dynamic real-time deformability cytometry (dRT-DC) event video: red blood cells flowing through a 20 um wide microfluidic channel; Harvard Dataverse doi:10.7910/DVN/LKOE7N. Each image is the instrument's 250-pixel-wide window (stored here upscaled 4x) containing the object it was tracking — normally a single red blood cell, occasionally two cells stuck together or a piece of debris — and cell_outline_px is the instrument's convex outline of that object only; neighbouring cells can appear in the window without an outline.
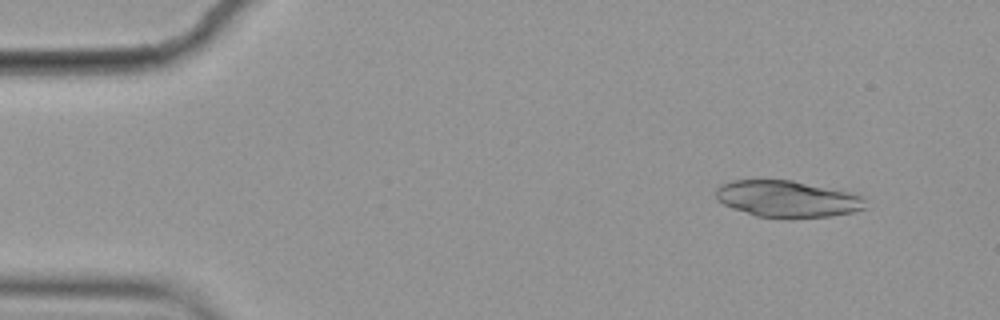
{"species": "common noctule bat (a hibernating species)", "species_latin": "Nyctalus noctula", "temperature_condition": "cold", "stored_images_in_passage": 3, "camera_frame_rate_fps": 3000, "um_per_image_px": 0.085, "animal": {"sex": "female", "body_mass_g": 19.9}, "frame": {"image": 1, "passage_image": 1, "time_ms": 0.0, "image_size_px": [1000, 320], "cell_outline_px": [[864, 208], [852, 212], [832, 216], [792, 220], [788, 220], [756, 216], [732, 208], [716, 200], [716, 188], [720, 184], [732, 180], [792, 180], [848, 192], [860, 196], [864, 200]], "centroid_in_image_um": [66.86, 16.94], "position_along_channel_um": 18.1, "area_um2": 32.25}}